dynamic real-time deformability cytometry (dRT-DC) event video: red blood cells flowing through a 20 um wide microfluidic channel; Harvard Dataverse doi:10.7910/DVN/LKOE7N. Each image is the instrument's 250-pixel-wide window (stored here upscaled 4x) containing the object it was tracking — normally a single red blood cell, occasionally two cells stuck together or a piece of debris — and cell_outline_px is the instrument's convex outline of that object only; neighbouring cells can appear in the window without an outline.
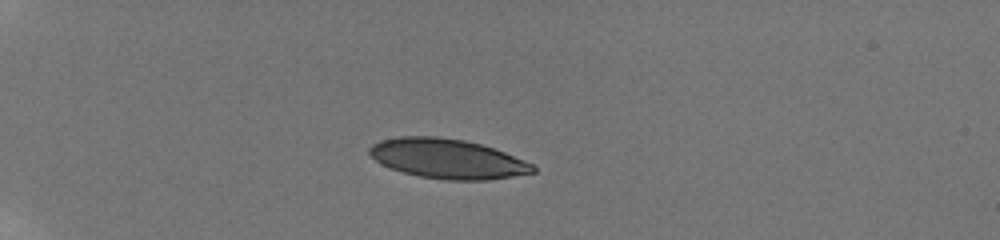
{"species": "human", "species_latin": "Homo sapiens", "temperature_condition": "room temperature", "stored_images_in_passage": 9, "camera_frame_rate_fps": 3000, "um_per_image_px": 0.085, "donor": {"sex": "male"}, "frame": {"image": 1, "passage_image": 1, "time_ms": 0.0, "image_size_px": [1000, 240], "cell_outline_px": [[536, 172], [488, 180], [444, 180], [420, 176], [404, 172], [392, 168], [376, 160], [368, 152], [368, 148], [372, 144], [380, 140], [400, 136], [436, 136], [464, 140], [480, 144], [504, 152], [532, 164], [536, 168]], "centroid_in_image_um": [38.02, 13.49], "position_along_channel_um": 47.0, "area_um2": 37.45}}
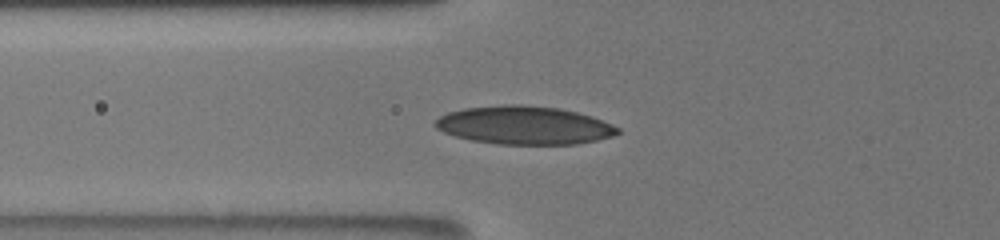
{"frame": {"image": 2, "passage_image": 6, "time_ms": 2.333, "image_size_px": [1000, 240], "cell_outline_px": [[620, 132], [612, 136], [596, 140], [576, 144], [496, 144], [472, 140], [456, 136], [444, 132], [436, 128], [432, 124], [440, 116], [448, 112], [464, 108], [500, 104], [524, 104], [560, 108], [592, 116], [612, 124], [620, 128]], "centroid_in_image_um": [44.55, 10.63], "position_along_channel_um": 81.2, "area_um2": 40.86}}